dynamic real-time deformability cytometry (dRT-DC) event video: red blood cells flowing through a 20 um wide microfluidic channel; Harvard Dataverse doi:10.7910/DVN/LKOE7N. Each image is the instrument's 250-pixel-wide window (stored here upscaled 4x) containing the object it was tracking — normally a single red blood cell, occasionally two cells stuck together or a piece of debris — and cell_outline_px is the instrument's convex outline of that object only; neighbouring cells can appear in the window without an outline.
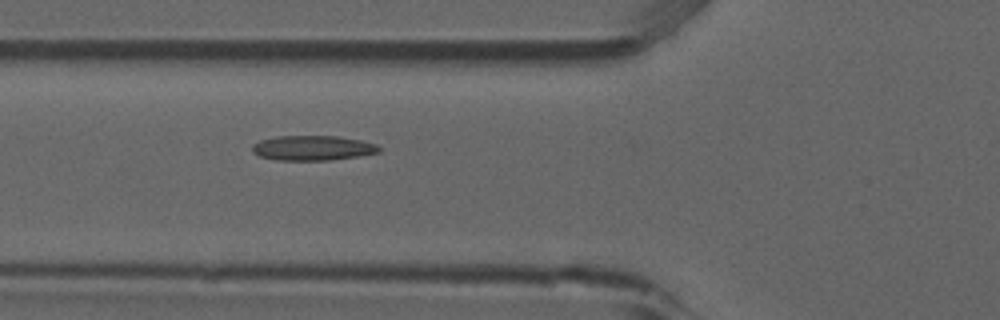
{"species": "common noctule bat (a hibernating species)", "species_latin": "Nyctalus noctula", "temperature_condition": "room temperature", "stored_images_in_passage": 3, "camera_frame_rate_fps": 3000, "um_per_image_px": 0.085, "animal": {"sex": "male", "forearm_length_mm": 52.5}, "frame": {"image": 1, "passage_image": 3, "time_ms": 0.667, "image_size_px": [1000, 320], "cell_outline_px": [[380, 152], [356, 156], [328, 160], [276, 160], [260, 156], [252, 152], [252, 144], [260, 140], [276, 136], [336, 136], [360, 140], [376, 144], [380, 148]], "centroid_in_image_um": [26.54, 12.57], "position_along_channel_um": 99.3, "area_um2": 18.26}}